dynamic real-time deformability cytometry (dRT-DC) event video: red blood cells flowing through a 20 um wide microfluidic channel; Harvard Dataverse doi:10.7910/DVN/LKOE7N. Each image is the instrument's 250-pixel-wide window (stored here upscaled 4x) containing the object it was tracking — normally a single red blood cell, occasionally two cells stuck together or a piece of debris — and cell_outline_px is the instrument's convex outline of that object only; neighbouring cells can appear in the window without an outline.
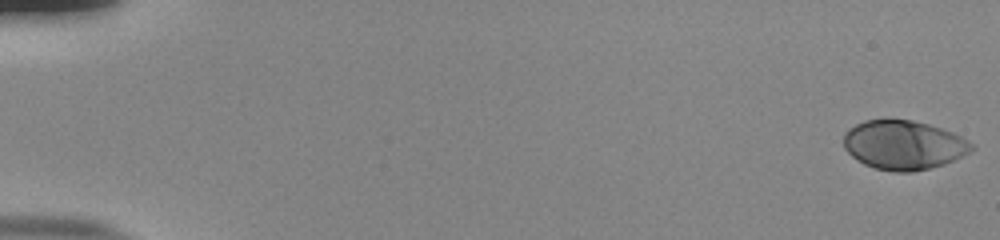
{"species": "human", "species_latin": "Homo sapiens", "temperature_condition": "room temperature", "stored_images_in_passage": 54, "camera_frame_rate_fps": 3000, "um_per_image_px": 0.085, "donor": {"sex": "male"}, "frame": {"image": 1, "passage_image": 1, "time_ms": 0.0, "image_size_px": [1000, 240], "cell_outline_px": [[972, 148], [968, 152], [952, 160], [928, 168], [908, 172], [900, 172], [876, 168], [864, 164], [852, 156], [844, 148], [844, 132], [848, 128], [864, 120], [884, 116], [888, 116], [912, 120], [928, 124], [952, 132], [960, 136], [972, 144]], "centroid_in_image_um": [76.72, 12.26], "position_along_channel_um": 8.3, "area_um2": 36.7}}
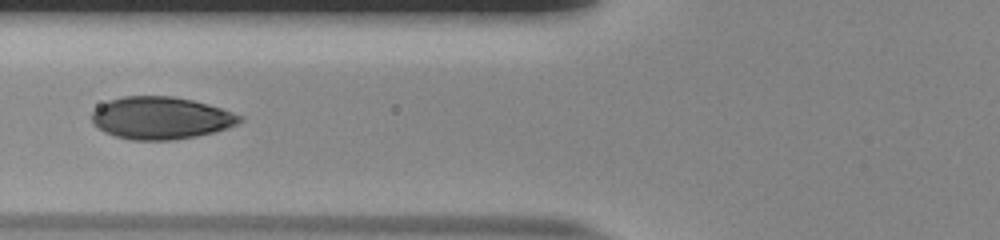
{"frame": {"image": 2, "passage_image": 23, "time_ms": 7.333, "image_size_px": [1000, 240], "cell_outline_px": [[244, 120], [236, 124], [212, 132], [196, 136], [172, 140], [128, 140], [104, 132], [92, 124], [92, 112], [100, 104], [108, 100], [124, 96], [172, 96], [192, 100], [208, 104], [244, 116]], "centroid_in_image_um": [13.63, 10.03], "position_along_channel_um": 112.2, "area_um2": 36.53}}
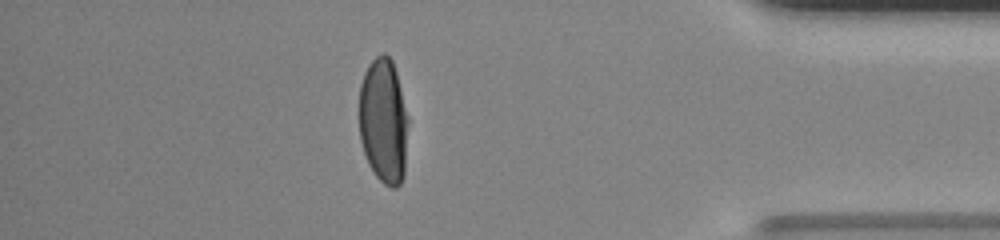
{"frame": {"image": 3, "passage_image": 48, "time_ms": 15.667, "image_size_px": [1000, 240], "cell_outline_px": [[408, 120], [404, 176], [400, 184], [396, 188], [392, 188], [384, 184], [376, 176], [368, 164], [360, 140], [360, 84], [364, 72], [368, 64], [376, 56], [384, 52], [392, 60], [396, 72]], "centroid_in_image_um": [32.59, 10.3], "position_along_channel_um": 402.6, "area_um2": 35.78}, "authors_computed_cell_mechanics": {"area_um2": 36.1539, "velocity_mm_per_s": 3.8577, "shape_relaxation_time_tau1_ms": 3.7155, "shape_relaxation_time_tau2_ms": null, "deformation_change_tau1": 0.1957, "deformation_change_tau2": null}}